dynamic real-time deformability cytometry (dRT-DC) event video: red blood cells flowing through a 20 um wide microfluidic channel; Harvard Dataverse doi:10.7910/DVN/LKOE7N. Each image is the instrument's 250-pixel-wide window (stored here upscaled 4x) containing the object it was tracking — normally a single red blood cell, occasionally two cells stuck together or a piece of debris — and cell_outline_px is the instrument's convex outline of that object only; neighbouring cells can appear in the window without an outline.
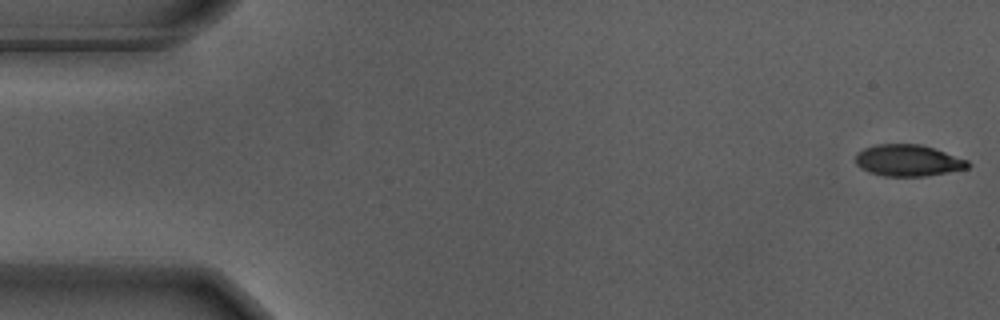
{"species": "Egyptian fruit bat (a non-hibernating species)", "species_latin": "Rousettus aegyptiacus", "temperature_condition": "warm", "stored_images_in_passage": 13, "camera_frame_rate_fps": 3000, "um_per_image_px": 0.085, "animal": {"sex": "male"}, "frame": {"image": 1, "passage_image": 1, "time_ms": 0.0, "image_size_px": [1000, 320], "cell_outline_px": [[972, 164], [968, 168], [948, 172], [924, 176], [884, 176], [868, 172], [860, 168], [856, 164], [856, 152], [864, 148], [876, 144], [920, 144], [968, 160]], "centroid_in_image_um": [77.16, 13.64], "position_along_channel_um": 7.8, "area_um2": 20.63}}